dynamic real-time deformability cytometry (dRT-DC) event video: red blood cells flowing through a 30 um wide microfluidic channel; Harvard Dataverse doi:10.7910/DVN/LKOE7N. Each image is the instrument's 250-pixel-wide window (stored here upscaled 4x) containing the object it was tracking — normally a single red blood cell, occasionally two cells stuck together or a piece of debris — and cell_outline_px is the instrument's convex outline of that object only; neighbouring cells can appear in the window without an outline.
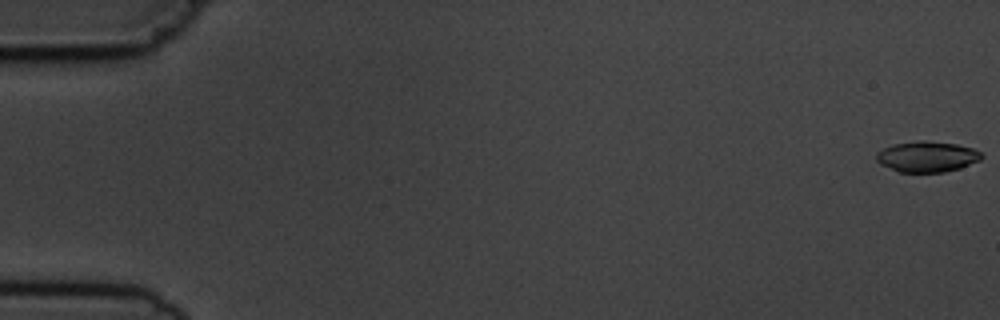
{"species": "common noctule bat (a hibernating species)", "species_latin": "Nyctalus noctula", "temperature_condition": "cold", "stored_images_in_passage": 6, "camera_frame_rate_fps": 3000, "um_per_image_px": 0.085, "animal": {"sex": "male", "body_mass_g": 19.5, "forearm_length_mm": 54.6}, "frame": {"image": 1, "passage_image": 1, "time_ms": 0.0, "image_size_px": [1000, 320], "cell_outline_px": [[984, 156], [980, 160], [960, 168], [944, 172], [900, 172], [880, 164], [876, 160], [876, 152], [892, 144], [920, 140], [924, 140], [956, 144], [972, 148], [980, 152]], "centroid_in_image_um": [78.79, 13.31], "position_along_channel_um": 6.2, "area_um2": 18.84}}
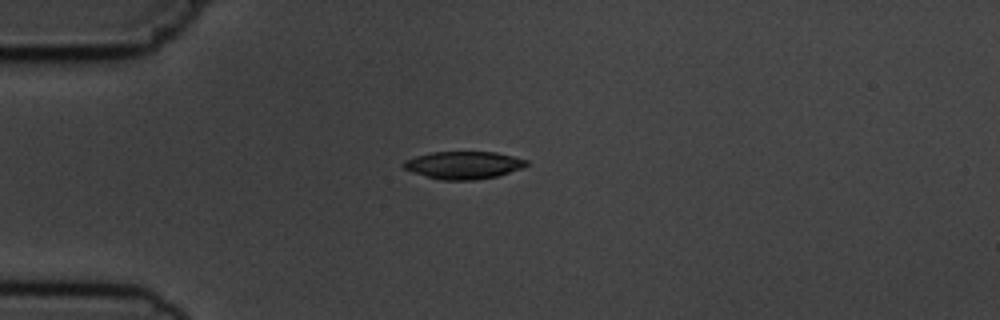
{"frame": {"image": 2, "passage_image": 5, "time_ms": 4.667, "image_size_px": [1000, 320], "cell_outline_px": [[528, 164], [520, 168], [496, 176], [472, 180], [440, 180], [412, 172], [404, 168], [400, 164], [404, 160], [416, 156], [432, 152], [496, 152], [528, 160]], "centroid_in_image_um": [39.35, 14.03], "position_along_channel_um": 45.7, "area_um2": 19.59}}